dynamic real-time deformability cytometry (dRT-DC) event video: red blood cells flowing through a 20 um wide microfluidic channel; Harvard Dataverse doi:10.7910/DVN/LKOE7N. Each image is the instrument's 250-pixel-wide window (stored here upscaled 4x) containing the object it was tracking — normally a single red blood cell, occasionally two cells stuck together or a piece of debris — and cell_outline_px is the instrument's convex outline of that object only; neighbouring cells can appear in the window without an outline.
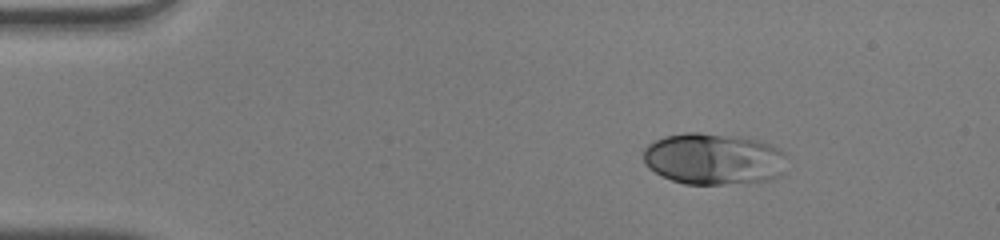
{"species": "human", "species_latin": "Homo sapiens", "temperature_condition": "warm", "stored_images_in_passage": 44, "camera_frame_rate_fps": 3000, "um_per_image_px": 0.085, "donor": {"sex": "male"}, "frame": {"image": 1, "passage_image": 1, "time_ms": 0.0, "image_size_px": [1000, 240], "cell_outline_px": [[784, 172], [780, 176], [772, 180], [720, 184], [684, 184], [672, 180], [648, 168], [644, 160], [644, 148], [648, 144], [664, 136], [684, 132], [700, 132], [740, 136], [760, 140], [780, 148], [784, 152]], "centroid_in_image_um": [60.68, 13.49], "position_along_channel_um": 24.3, "area_um2": 43.41}}
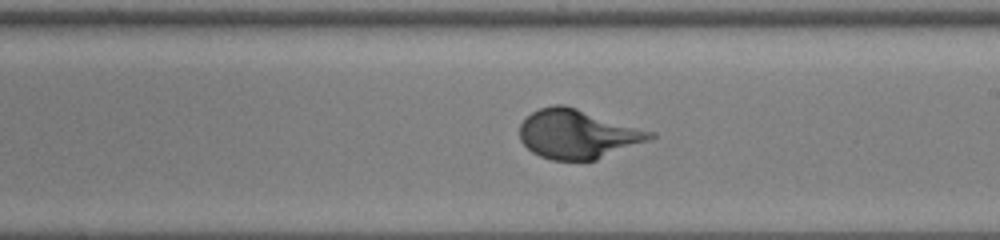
{"frame": {"image": 2, "passage_image": 23, "time_ms": 7.333, "image_size_px": [1000, 240], "cell_outline_px": [[656, 136], [648, 140], [596, 160], [552, 160], [540, 156], [532, 152], [520, 140], [520, 124], [532, 112], [540, 108], [552, 104], [564, 104], [656, 132]], "centroid_in_image_um": [49.1, 11.38], "position_along_channel_um": 239.9, "area_um2": 37.22}}
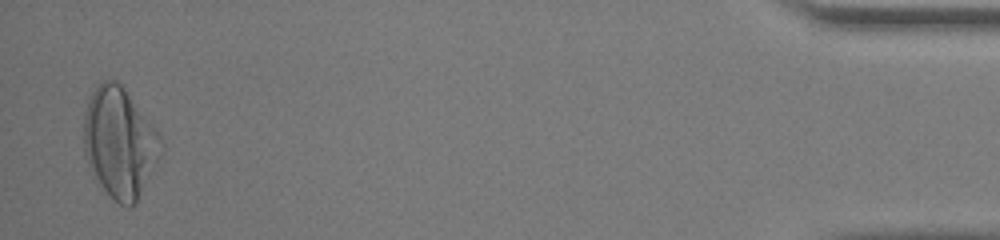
{"frame": {"image": 3, "passage_image": 43, "time_ms": 14.0, "image_size_px": [1000, 240], "cell_outline_px": [[164, 144], [156, 164], [136, 204], [120, 204], [96, 180], [88, 164], [84, 152], [84, 116], [88, 100], [96, 84], [104, 80], [116, 80], [124, 88], [160, 136]], "centroid_in_image_um": [10.15, 12.1], "position_along_channel_um": 425.0, "area_um2": 48.73}}